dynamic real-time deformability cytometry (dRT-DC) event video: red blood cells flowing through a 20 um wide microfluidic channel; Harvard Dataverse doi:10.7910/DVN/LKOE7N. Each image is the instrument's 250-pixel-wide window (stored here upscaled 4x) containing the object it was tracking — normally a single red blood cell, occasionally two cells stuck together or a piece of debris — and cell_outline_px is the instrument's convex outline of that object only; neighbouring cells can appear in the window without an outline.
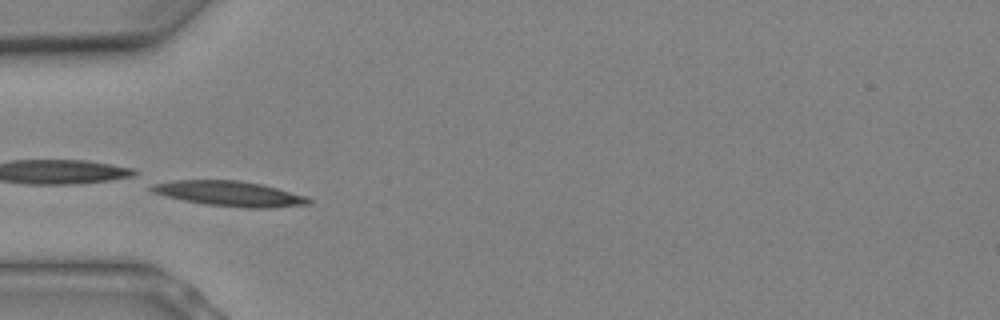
{"species": "Egyptian fruit bat (a non-hibernating species)", "species_latin": "Rousettus aegyptiacus", "temperature_condition": "warm", "stored_images_in_passage": 7, "camera_frame_rate_fps": 3000, "um_per_image_px": 0.085, "animal": {"sex": "female"}, "frame": {"image": 1, "passage_image": 6, "time_ms": 1.667, "image_size_px": [1000, 320], "cell_outline_px": [[312, 204], [268, 208], [248, 208], [208, 204], [184, 200], [152, 192], [148, 188], [152, 184], [172, 180], [240, 180], [260, 184], [276, 188], [304, 196], [312, 200]], "centroid_in_image_um": [19.5, 16.45], "position_along_channel_um": 65.5, "area_um2": 22.72}}